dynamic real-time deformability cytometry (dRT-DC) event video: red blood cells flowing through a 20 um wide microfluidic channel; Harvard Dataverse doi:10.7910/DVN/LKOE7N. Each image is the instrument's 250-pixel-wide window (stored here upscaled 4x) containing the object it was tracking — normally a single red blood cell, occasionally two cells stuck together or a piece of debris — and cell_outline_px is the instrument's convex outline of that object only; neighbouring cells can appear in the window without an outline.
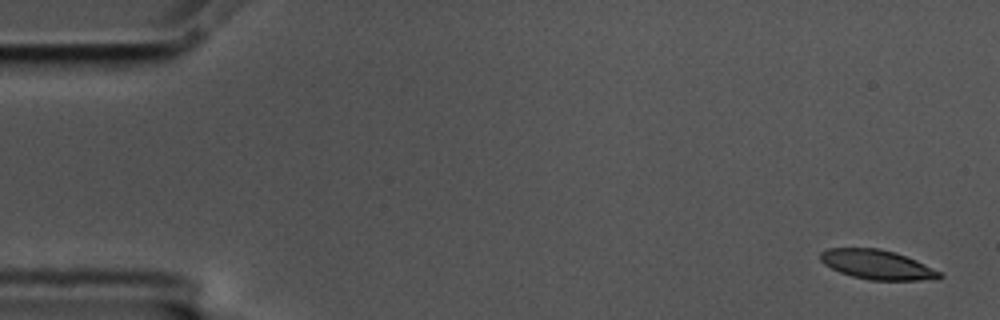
{"species": "common noctule bat (a hibernating species)", "species_latin": "Nyctalus noctula", "temperature_condition": "cold", "stored_images_in_passage": 5, "camera_frame_rate_fps": 3000, "um_per_image_px": 0.085, "animal": {"sex": "male", "body_mass_g": 17.5, "forearm_length_mm": 52.3}, "frame": {"image": 1, "passage_image": 1, "time_ms": 0.0, "image_size_px": [1000, 320], "cell_outline_px": [[944, 276], [940, 280], [868, 280], [852, 276], [840, 272], [824, 264], [820, 260], [820, 252], [828, 248], [880, 248], [896, 252], [916, 260], [940, 272]], "centroid_in_image_um": [74.58, 22.5], "position_along_channel_um": 10.4, "area_um2": 20.58}}
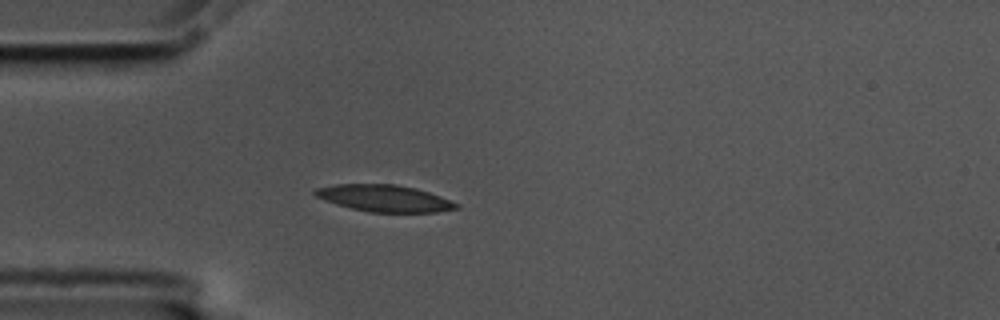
{"frame": {"image": 2, "passage_image": 5, "time_ms": 1.333, "image_size_px": [1000, 320], "cell_outline_px": [[460, 208], [436, 212], [368, 212], [352, 208], [324, 200], [316, 196], [312, 192], [316, 188], [336, 184], [396, 184], [416, 188], [440, 196], [460, 204]], "centroid_in_image_um": [32.69, 16.85], "position_along_channel_um": 52.3, "area_um2": 21.96}}